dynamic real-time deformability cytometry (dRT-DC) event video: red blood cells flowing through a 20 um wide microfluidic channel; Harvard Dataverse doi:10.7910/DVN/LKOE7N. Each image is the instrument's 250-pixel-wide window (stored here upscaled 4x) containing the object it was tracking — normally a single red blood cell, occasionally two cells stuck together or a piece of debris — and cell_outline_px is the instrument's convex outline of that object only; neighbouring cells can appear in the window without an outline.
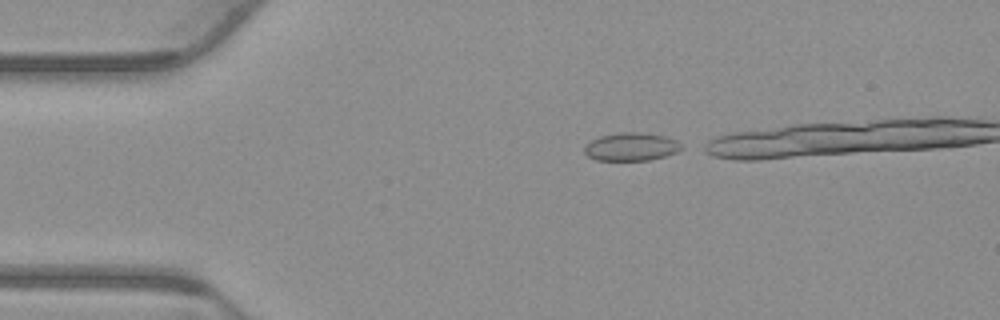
{"species": "common noctule bat (a hibernating species)", "species_latin": "Nyctalus noctula", "temperature_condition": "warm", "stored_images_in_passage": 13, "camera_frame_rate_fps": 3000, "um_per_image_px": 0.085, "animal": {"sex": "male", "body_mass_g": 23.1, "forearm_length_mm": 52.7}, "frame": {"image": 1, "passage_image": 1, "time_ms": 0.0, "image_size_px": [1000, 320], "cell_outline_px": [[684, 148], [676, 152], [664, 156], [648, 160], [596, 160], [588, 156], [584, 152], [584, 148], [592, 140], [600, 136], [620, 132], [640, 132], [664, 136], [676, 140]], "centroid_in_image_um": [53.65, 12.47], "position_along_channel_um": 31.3, "area_um2": 15.72}}
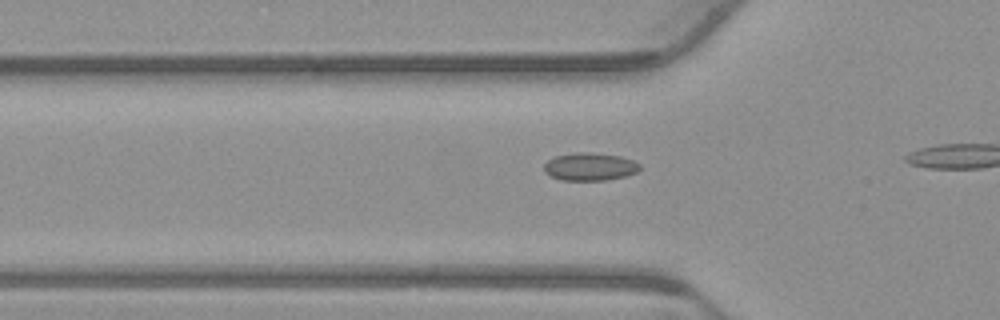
{"frame": {"image": 2, "passage_image": 8, "time_ms": 2.333, "image_size_px": [1000, 320], "cell_outline_px": [[640, 168], [636, 172], [624, 176], [604, 180], [564, 180], [552, 176], [544, 172], [544, 164], [548, 160], [556, 156], [572, 152], [592, 152], [620, 156], [632, 160], [640, 164]], "centroid_in_image_um": [50.12, 14.15], "position_along_channel_um": 75.7, "area_um2": 15.43}}
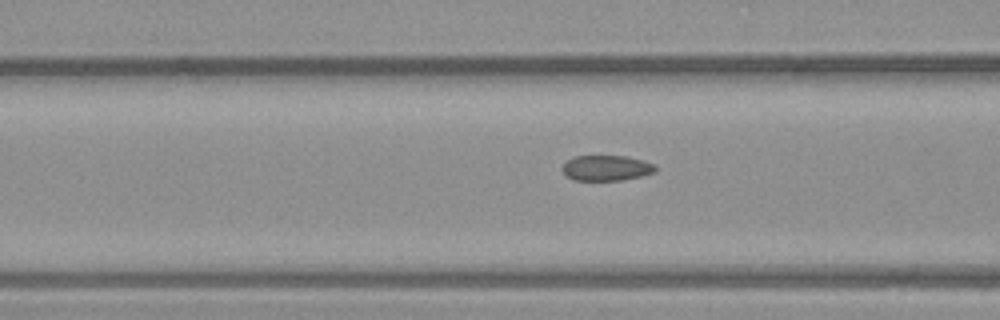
{"frame": {"image": 3, "passage_image": 11, "time_ms": 3.333, "image_size_px": [1000, 320], "cell_outline_px": [[656, 172], [624, 180], [572, 180], [560, 168], [572, 156], [628, 156], [644, 160], [656, 164]], "centroid_in_image_um": [51.57, 14.27], "position_along_channel_um": 115.0, "area_um2": 13.93}}